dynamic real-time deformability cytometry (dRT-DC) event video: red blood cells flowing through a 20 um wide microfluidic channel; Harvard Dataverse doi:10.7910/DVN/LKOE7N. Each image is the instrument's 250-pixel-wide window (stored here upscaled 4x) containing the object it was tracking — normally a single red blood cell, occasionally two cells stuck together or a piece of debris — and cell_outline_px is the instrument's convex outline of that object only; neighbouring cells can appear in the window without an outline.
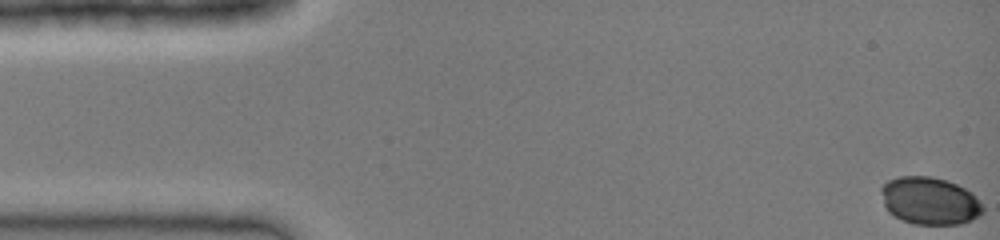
{"species": "common noctule bat (a hibernating species)", "species_latin": "Nyctalus noctula", "temperature_condition": "cold", "stored_images_in_passage": 38, "camera_frame_rate_fps": 3000, "um_per_image_px": 0.085, "animal": {"sex": "female", "body_mass_g": 19.0, "forearm_length_mm": 51.5}, "frame": {"image": 1, "passage_image": 1, "time_ms": 0.0, "image_size_px": [1000, 240], "cell_outline_px": [[984, 212], [980, 216], [972, 220], [960, 224], [912, 224], [900, 220], [888, 212], [884, 204], [880, 192], [880, 188], [888, 180], [900, 176], [932, 176], [948, 180], [972, 192], [976, 196], [984, 208]], "centroid_in_image_um": [79.03, 17.07], "position_along_channel_um": 6.0, "area_um2": 28.55}}
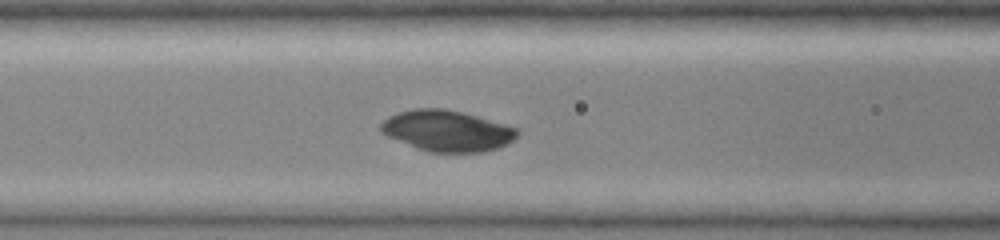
{"frame": {"image": 2, "passage_image": 17, "time_ms": 5.333, "image_size_px": [1000, 240], "cell_outline_px": [[520, 132], [508, 144], [484, 152], [428, 152], [416, 148], [388, 136], [380, 132], [380, 124], [388, 116], [396, 112], [412, 108], [444, 108], [476, 116], [520, 128]], "centroid_in_image_um": [37.99, 11.11], "position_along_channel_um": 128.6, "area_um2": 32.71}}
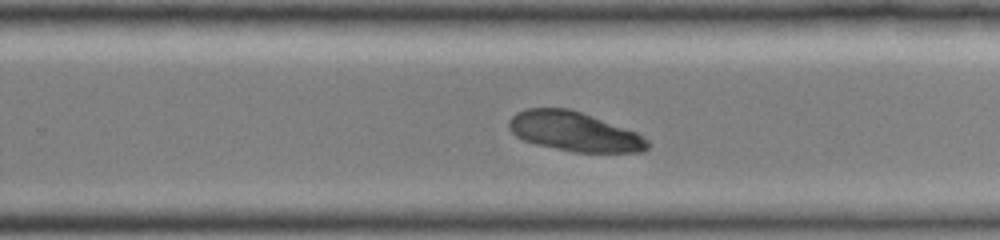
{"frame": {"image": 3, "passage_image": 27, "time_ms": 8.667, "image_size_px": [1000, 240], "cell_outline_px": [[648, 148], [644, 152], [576, 152], [536, 144], [524, 140], [516, 136], [508, 128], [508, 120], [516, 112], [528, 108], [568, 108], [580, 112], [636, 132], [644, 136], [648, 140]], "centroid_in_image_um": [48.8, 11.18], "position_along_channel_um": 281.0, "area_um2": 31.62}}